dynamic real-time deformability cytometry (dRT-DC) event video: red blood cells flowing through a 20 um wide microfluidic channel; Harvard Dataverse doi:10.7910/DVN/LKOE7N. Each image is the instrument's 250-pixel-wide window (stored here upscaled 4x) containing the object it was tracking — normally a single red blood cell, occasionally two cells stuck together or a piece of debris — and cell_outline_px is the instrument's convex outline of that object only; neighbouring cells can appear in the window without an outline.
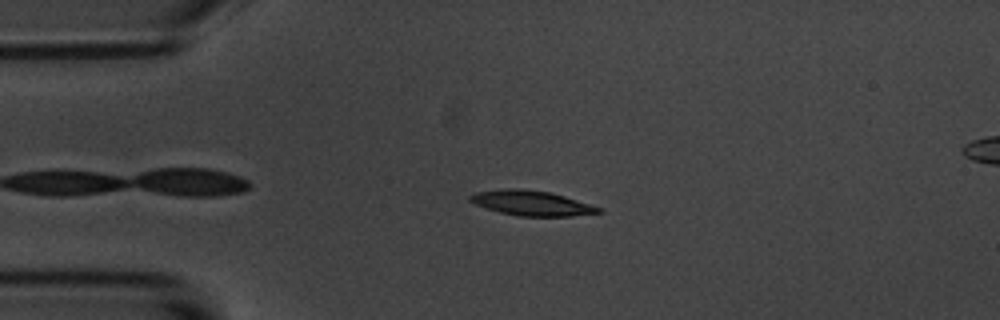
{"species": "common noctule bat (a hibernating species)", "species_latin": "Nyctalus noctula", "temperature_condition": "room temperature", "stored_images_in_passage": 48, "camera_frame_rate_fps": 3000, "um_per_image_px": 0.085, "animal": {"sex": "male", "body_mass_g": 20.1, "forearm_length_mm": 53.5}, "frame": {"image": 1, "passage_image": 9, "time_ms": 2.667, "image_size_px": [1000, 320], "cell_outline_px": [[604, 212], [568, 216], [516, 216], [500, 212], [476, 204], [468, 200], [468, 196], [476, 192], [500, 188], [520, 188], [548, 192], [564, 196], [600, 208]], "centroid_in_image_um": [45.12, 17.25], "position_along_channel_um": 39.9, "area_um2": 18.5}}
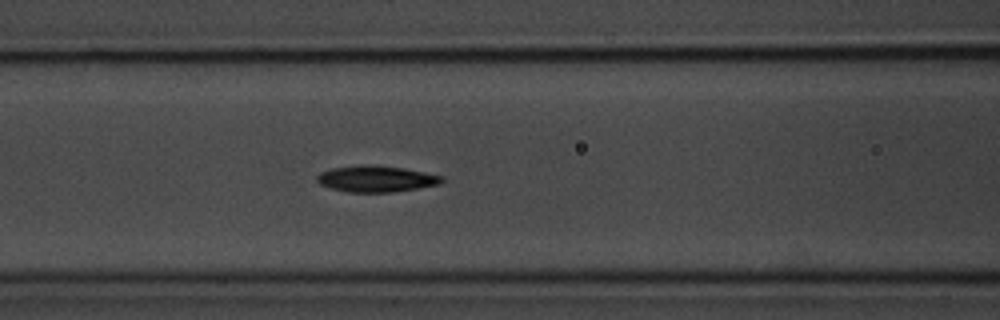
{"frame": {"image": 2, "passage_image": 19, "time_ms": 6.0, "image_size_px": [1000, 320], "cell_outline_px": [[444, 180], [440, 184], [392, 192], [348, 192], [332, 188], [320, 184], [316, 180], [316, 176], [320, 172], [332, 168], [364, 164], [368, 164], [404, 168], [444, 176]], "centroid_in_image_um": [31.97, 15.19], "position_along_channel_um": 134.6, "area_um2": 19.07}}
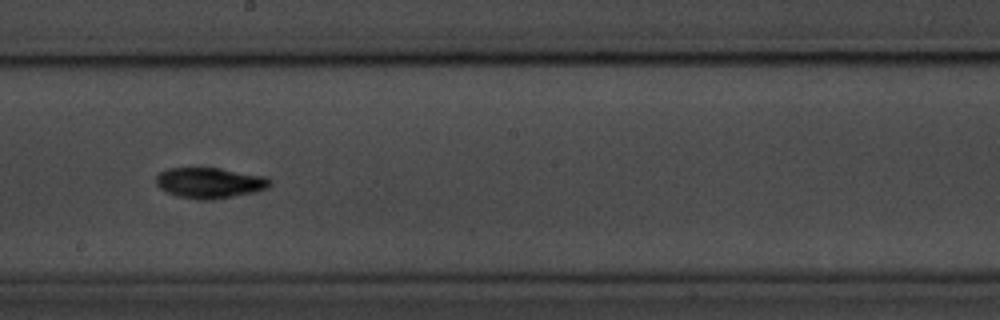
{"frame": {"image": 3, "passage_image": 27, "time_ms": 8.667, "image_size_px": [1000, 320], "cell_outline_px": [[272, 184], [268, 188], [252, 192], [232, 196], [208, 200], [200, 200], [176, 196], [160, 188], [156, 184], [156, 176], [160, 172], [168, 168], [220, 168], [268, 176], [272, 180]], "centroid_in_image_um": [17.85, 15.53], "position_along_channel_um": 230.3, "area_um2": 20.4}, "authors_computed_cell_mechanics": {"area_um2": 18.9584, "velocity_mm_per_s": 3.6029, "shape_relaxation_time_tau1_ms": 2.4816, "shape_relaxation_time_tau2_ms": 8.1182, "deformation_change_tau1": 0.1331, "deformation_change_tau2": 0.1292}}